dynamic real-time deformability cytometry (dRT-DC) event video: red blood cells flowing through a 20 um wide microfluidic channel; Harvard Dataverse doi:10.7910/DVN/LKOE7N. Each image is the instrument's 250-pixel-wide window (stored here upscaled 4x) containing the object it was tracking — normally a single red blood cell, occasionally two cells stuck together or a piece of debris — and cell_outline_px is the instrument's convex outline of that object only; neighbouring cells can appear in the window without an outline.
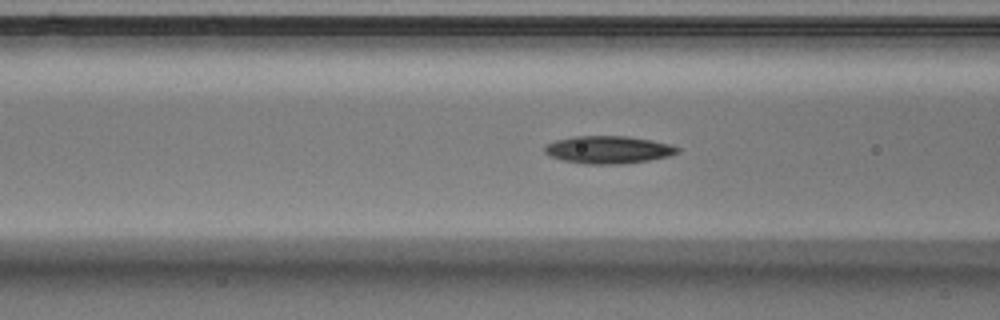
{"species": "Egyptian fruit bat (a non-hibernating species)", "species_latin": "Rousettus aegyptiacus", "temperature_condition": "warm", "stored_images_in_passage": 38, "camera_frame_rate_fps": 3000, "um_per_image_px": 0.085, "animal": {"sex": "male"}, "frame": {"image": 1, "passage_image": 6, "time_ms": 1.667, "image_size_px": [1000, 320], "cell_outline_px": [[680, 152], [668, 156], [648, 160], [620, 164], [588, 164], [564, 160], [552, 156], [544, 152], [544, 144], [556, 140], [572, 136], [628, 136], [652, 140], [672, 144], [680, 148]], "centroid_in_image_um": [51.72, 12.71], "position_along_channel_um": 114.9, "area_um2": 21.39}}
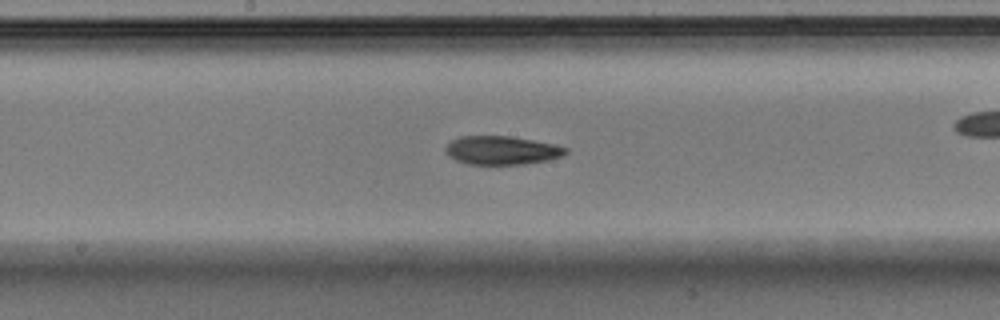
{"frame": {"image": 2, "passage_image": 13, "time_ms": 4.0, "image_size_px": [1000, 320], "cell_outline_px": [[568, 152], [560, 156], [548, 160], [524, 164], [468, 164], [456, 160], [448, 156], [444, 148], [452, 140], [460, 136], [512, 136], [556, 144], [568, 148]], "centroid_in_image_um": [42.65, 12.77], "position_along_channel_um": 205.5, "area_um2": 20.06}}
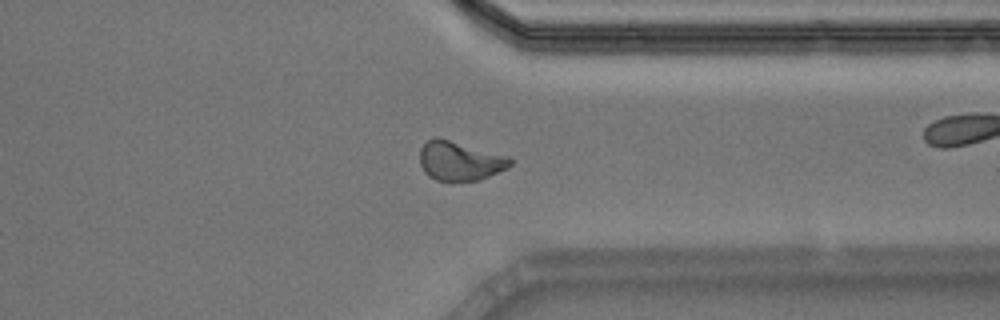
{"frame": {"image": 3, "passage_image": 26, "time_ms": 8.333, "image_size_px": [1000, 320], "cell_outline_px": [[512, 164], [508, 168], [480, 180], [436, 180], [428, 176], [424, 172], [420, 164], [420, 148], [428, 140], [436, 136], [508, 156], [512, 160]], "centroid_in_image_um": [39.08, 13.67], "position_along_channel_um": 372.3, "area_um2": 20.58}, "authors_computed_cell_mechanics": {"area_um2": 20.4323, "velocity_mm_per_s": 3.873, "shape_relaxation_time_tau1_ms": 6.2922, "shape_relaxation_time_tau2_ms": 5.546, "deformation_change_tau1": 0.1675, "deformation_change_tau2": 0.1261}}